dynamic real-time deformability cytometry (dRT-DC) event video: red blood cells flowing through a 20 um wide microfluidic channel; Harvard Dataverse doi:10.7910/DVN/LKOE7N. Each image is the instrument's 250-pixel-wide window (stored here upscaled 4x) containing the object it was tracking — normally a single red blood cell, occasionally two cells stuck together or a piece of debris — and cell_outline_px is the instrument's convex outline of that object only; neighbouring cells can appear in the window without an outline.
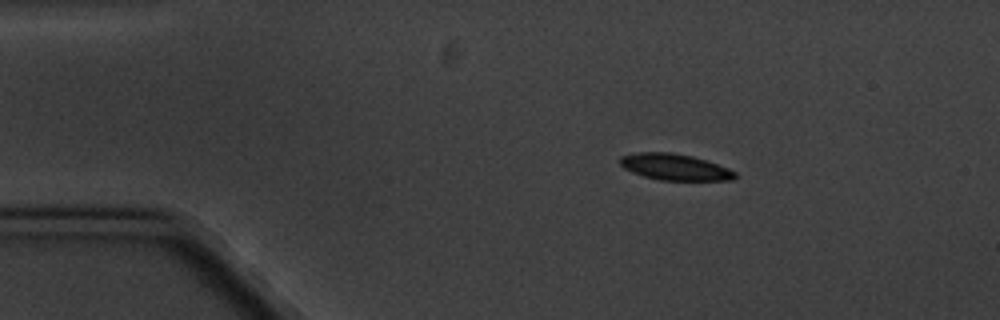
{"species": "common noctule bat (a hibernating species)", "species_latin": "Nyctalus noctula", "temperature_condition": "cold", "stored_images_in_passage": 4, "camera_frame_rate_fps": 3000, "um_per_image_px": 0.085, "animal": {"sex": "male", "body_mass_g": 20.1, "forearm_length_mm": 53.5}, "frame": {"image": 1, "passage_image": 2, "time_ms": 1.333, "image_size_px": [1000, 320], "cell_outline_px": [[736, 176], [732, 180], [660, 180], [644, 176], [632, 172], [624, 168], [620, 164], [620, 156], [636, 152], [672, 152], [692, 156], [728, 168], [736, 172]], "centroid_in_image_um": [57.33, 14.19], "position_along_channel_um": 27.7, "area_um2": 17.51}}